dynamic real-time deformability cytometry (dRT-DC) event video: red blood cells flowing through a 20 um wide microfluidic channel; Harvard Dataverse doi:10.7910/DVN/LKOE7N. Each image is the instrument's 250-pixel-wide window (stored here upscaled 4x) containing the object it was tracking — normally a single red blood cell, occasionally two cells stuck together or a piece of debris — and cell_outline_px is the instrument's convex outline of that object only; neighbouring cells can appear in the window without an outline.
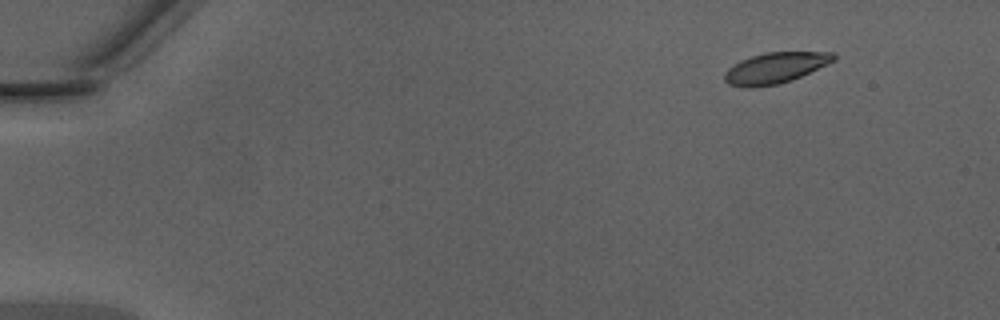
{"species": "Egyptian fruit bat (a non-hibernating species)", "species_latin": "Rousettus aegyptiacus", "temperature_condition": "warm", "stored_images_in_passage": 44, "camera_frame_rate_fps": 3000, "um_per_image_px": 0.085, "animal": {"sex": "male"}, "frame": {"image": 1, "passage_image": 1, "time_ms": 0.0, "image_size_px": [1000, 320], "cell_outline_px": [[836, 60], [828, 64], [800, 76], [776, 84], [752, 88], [748, 88], [728, 84], [724, 80], [724, 72], [728, 68], [740, 60], [764, 52], [836, 52]], "centroid_in_image_um": [65.88, 5.76], "position_along_channel_um": 19.1, "area_um2": 19.54}}
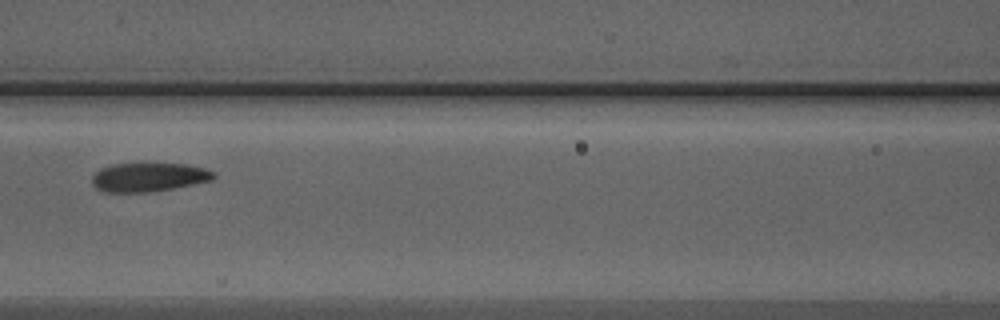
{"frame": {"image": 2, "passage_image": 19, "time_ms": 6.0, "image_size_px": [1000, 320], "cell_outline_px": [[216, 176], [212, 180], [152, 192], [104, 192], [96, 188], [92, 184], [92, 176], [100, 168], [112, 164], [184, 164], [204, 168], [216, 172]], "centroid_in_image_um": [12.62, 15.06], "position_along_channel_um": 154.0, "area_um2": 20.35}}
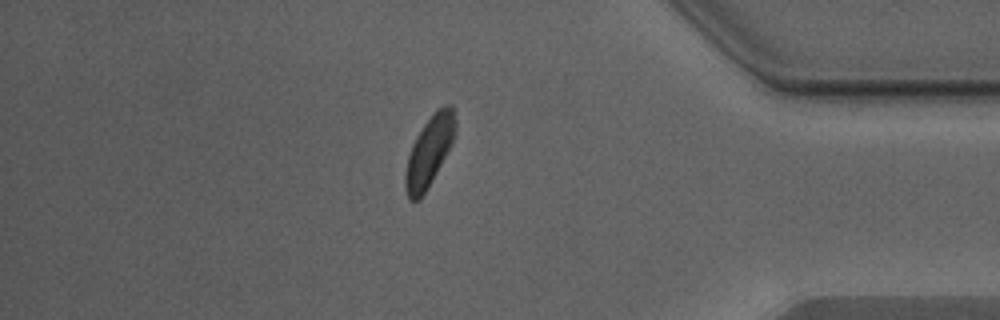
{"frame": {"image": 3, "passage_image": 38, "time_ms": 12.333, "image_size_px": [1000, 320], "cell_outline_px": [[456, 132], [452, 144], [432, 180], [420, 200], [408, 200], [404, 184], [404, 176], [408, 156], [412, 144], [416, 136], [424, 124], [436, 108], [444, 104], [452, 104], [456, 120]], "centroid_in_image_um": [36.49, 12.83], "position_along_channel_um": 398.7, "area_um2": 20.63}, "authors_computed_cell_mechanics": {"area_um2": 20.808, "velocity_mm_per_s": 4.3031, "shape_relaxation_time_tau1_ms": 2.8277, "shape_relaxation_time_tau2_ms": 1.8052, "deformation_change_tau1": 0.1021, "deformation_change_tau2": 0.0777}}